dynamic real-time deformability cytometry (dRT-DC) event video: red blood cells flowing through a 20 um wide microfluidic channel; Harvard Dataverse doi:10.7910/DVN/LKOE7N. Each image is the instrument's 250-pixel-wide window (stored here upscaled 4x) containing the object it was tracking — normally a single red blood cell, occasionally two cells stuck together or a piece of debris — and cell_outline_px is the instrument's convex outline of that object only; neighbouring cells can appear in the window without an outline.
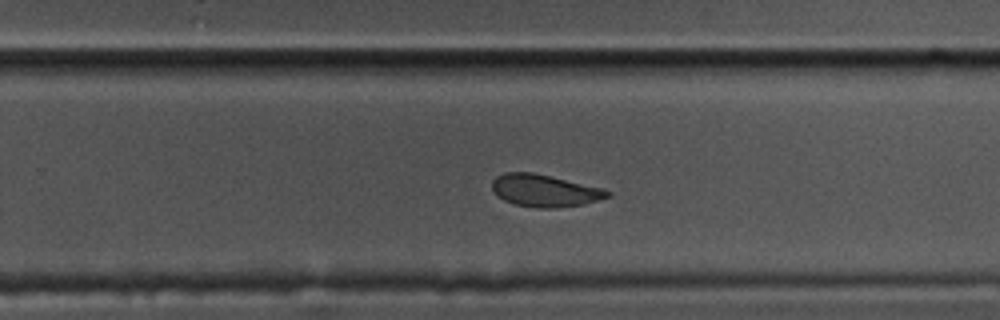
{"species": "common noctule bat (a hibernating species)", "species_latin": "Nyctalus noctula", "temperature_condition": "cold", "stored_images_in_passage": 45, "camera_frame_rate_fps": 3000, "um_per_image_px": 0.085, "animal": {"sex": "male", "body_mass_g": 17.5, "forearm_length_mm": 52.3}, "frame": {"image": 1, "passage_image": 32, "time_ms": 10.333, "image_size_px": [1000, 320], "cell_outline_px": [[612, 196], [584, 204], [552, 208], [536, 208], [516, 204], [504, 200], [492, 188], [492, 180], [496, 176], [504, 172], [532, 172], [604, 188], [612, 192]], "centroid_in_image_um": [46.33, 16.19], "position_along_channel_um": 283.5, "area_um2": 21.62}, "authors_computed_cell_mechanics": {"area_um2": 22.831, "velocity_mm_per_s": 3.4864, "shape_relaxation_time_tau1_ms": 4.6769, "shape_relaxation_time_tau2_ms": 2.7357, "deformation_change_tau1": 0.1175, "deformation_change_tau2": 0.0717}}